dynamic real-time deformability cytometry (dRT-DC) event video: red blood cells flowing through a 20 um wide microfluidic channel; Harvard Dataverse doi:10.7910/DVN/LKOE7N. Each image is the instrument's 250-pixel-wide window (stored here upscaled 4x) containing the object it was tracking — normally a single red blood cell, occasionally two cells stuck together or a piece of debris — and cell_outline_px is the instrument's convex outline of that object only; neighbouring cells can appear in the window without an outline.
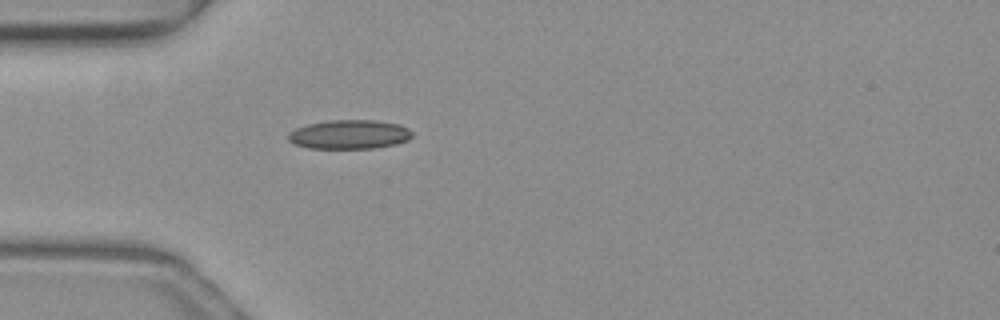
{"species": "common noctule bat (a hibernating species)", "species_latin": "Nyctalus noctula", "temperature_condition": "warm", "stored_images_in_passage": 34, "camera_frame_rate_fps": 3000, "um_per_image_px": 0.085, "animal": {"sex": "female", "body_mass_g": 19.3, "forearm_length_mm": 54.1}, "frame": {"image": 1, "passage_image": 1, "time_ms": 0.0, "image_size_px": [1000, 320], "cell_outline_px": [[412, 136], [408, 140], [396, 144], [376, 148], [308, 148], [292, 144], [288, 140], [288, 132], [296, 128], [308, 124], [328, 120], [376, 120], [400, 124], [408, 128], [412, 132]], "centroid_in_image_um": [29.69, 11.42], "position_along_channel_um": 55.3, "area_um2": 21.21}}
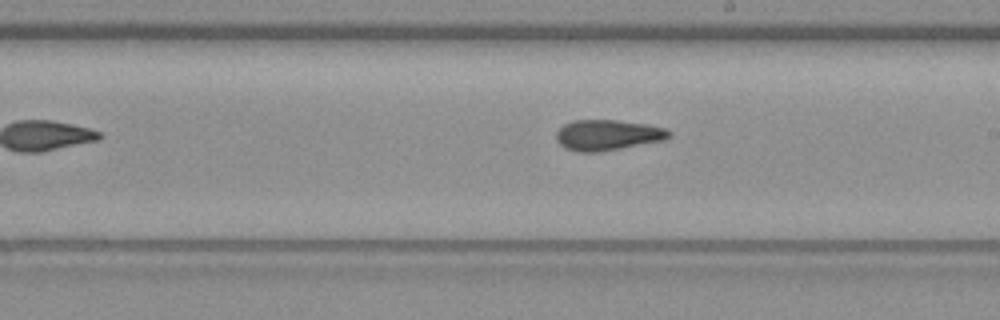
{"frame": {"image": 2, "passage_image": 15, "time_ms": 4.667, "image_size_px": [1000, 320], "cell_outline_px": [[672, 136], [664, 140], [600, 152], [576, 152], [564, 148], [556, 140], [556, 132], [564, 124], [572, 120], [616, 120], [648, 124], [668, 128], [672, 132]], "centroid_in_image_um": [51.67, 11.48], "position_along_channel_um": 237.3, "area_um2": 20.4}}
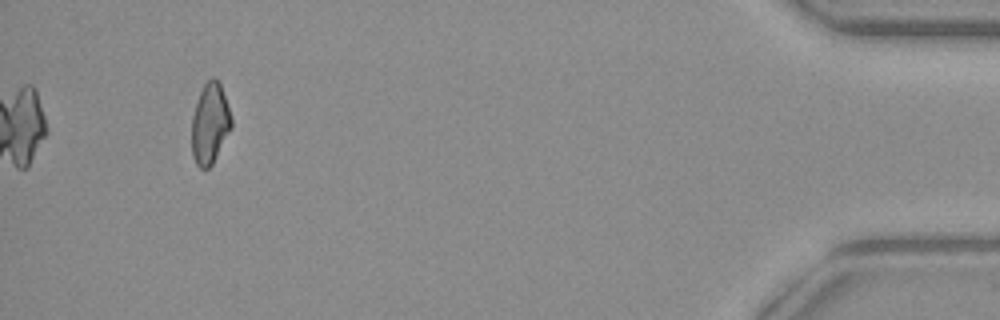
{"frame": {"image": 3, "passage_image": 34, "time_ms": 11.0, "image_size_px": [1000, 320], "cell_outline_px": [[232, 128], [212, 164], [208, 168], [200, 168], [196, 164], [192, 156], [192, 116], [200, 92], [204, 84], [212, 76], [216, 76], [220, 84], [232, 116]], "centroid_in_image_um": [17.85, 10.5], "position_along_channel_um": 417.3, "area_um2": 18.67}, "authors_computed_cell_mechanics": {"area_um2": 20.3456, "velocity_mm_per_s": 4.0251, "shape_relaxation_time_tau1_ms": 9.0551, "shape_relaxation_time_tau2_ms": 2.5369, "deformation_change_tau1": 0.1989, "deformation_change_tau2": 0.0962}}